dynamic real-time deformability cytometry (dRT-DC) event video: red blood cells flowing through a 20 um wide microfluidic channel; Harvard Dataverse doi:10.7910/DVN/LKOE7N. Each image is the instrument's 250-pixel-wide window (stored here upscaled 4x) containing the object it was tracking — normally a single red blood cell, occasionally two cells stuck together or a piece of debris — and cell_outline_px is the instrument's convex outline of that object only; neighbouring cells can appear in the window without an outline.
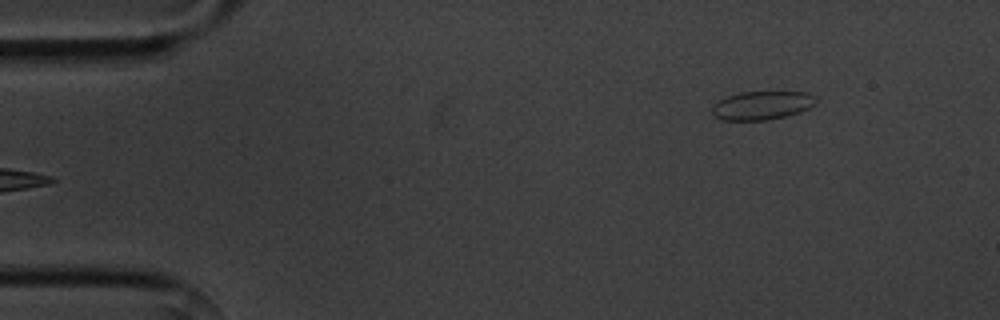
{"species": "common noctule bat (a hibernating species)", "species_latin": "Nyctalus noctula", "temperature_condition": "cold", "stored_images_in_passage": 4, "camera_frame_rate_fps": 3000, "um_per_image_px": 0.085, "animal": {"sex": "male", "body_mass_g": 20.1, "forearm_length_mm": 53.5}, "frame": {"image": 1, "passage_image": 4, "time_ms": 4.667, "image_size_px": [1000, 320], "cell_outline_px": [[820, 100], [816, 104], [808, 108], [788, 116], [768, 120], [720, 120], [712, 116], [712, 104], [728, 96], [740, 92], [808, 92], [816, 96]], "centroid_in_image_um": [64.79, 8.96], "position_along_channel_um": 20.2, "area_um2": 17.57}}